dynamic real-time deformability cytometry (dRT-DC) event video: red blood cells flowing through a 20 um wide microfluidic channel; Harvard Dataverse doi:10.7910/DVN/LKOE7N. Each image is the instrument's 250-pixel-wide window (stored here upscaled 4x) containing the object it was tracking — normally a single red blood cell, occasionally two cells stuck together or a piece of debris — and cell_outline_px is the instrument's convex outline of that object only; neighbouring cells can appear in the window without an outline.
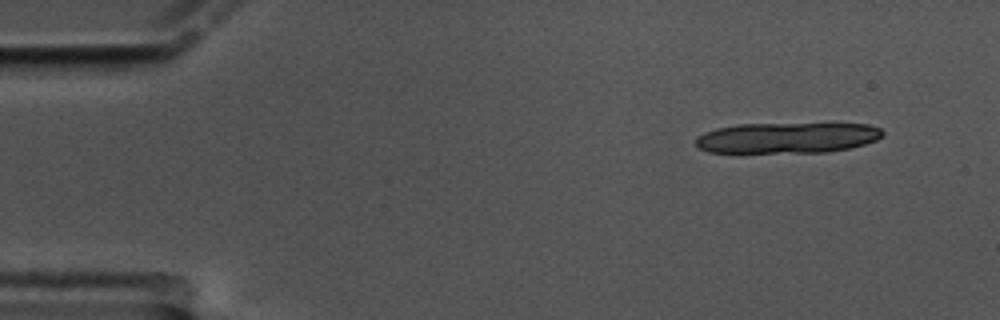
{"species": "common noctule bat (a hibernating species)", "species_latin": "Nyctalus noctula", "temperature_condition": "cold", "stored_images_in_passage": 15, "camera_frame_rate_fps": 3000, "um_per_image_px": 0.085, "animal": {"sex": "male", "body_mass_g": 17.5, "forearm_length_mm": 52.3}, "frame": {"image": 1, "passage_image": 1, "time_ms": 0.0, "image_size_px": [1000, 320], "cell_outline_px": [[884, 132], [876, 140], [864, 144], [848, 148], [828, 152], [708, 152], [700, 148], [696, 144], [696, 136], [704, 132], [716, 128], [736, 124], [868, 124], [880, 128]], "centroid_in_image_um": [66.88, 11.71], "position_along_channel_um": 18.1, "area_um2": 33.23}}